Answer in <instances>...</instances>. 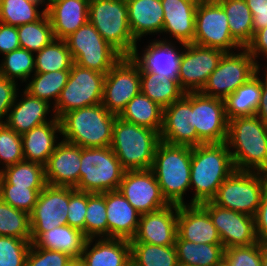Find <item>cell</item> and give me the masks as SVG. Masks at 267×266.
Instances as JSON below:
<instances>
[{
    "label": "cell",
    "mask_w": 267,
    "mask_h": 266,
    "mask_svg": "<svg viewBox=\"0 0 267 266\" xmlns=\"http://www.w3.org/2000/svg\"><path fill=\"white\" fill-rule=\"evenodd\" d=\"M235 170L226 142L192 147L190 186L195 191L189 204L211 201L223 181Z\"/></svg>",
    "instance_id": "obj_1"
},
{
    "label": "cell",
    "mask_w": 267,
    "mask_h": 266,
    "mask_svg": "<svg viewBox=\"0 0 267 266\" xmlns=\"http://www.w3.org/2000/svg\"><path fill=\"white\" fill-rule=\"evenodd\" d=\"M226 143L236 170L262 173L266 169L267 125L256 115L230 119Z\"/></svg>",
    "instance_id": "obj_2"
},
{
    "label": "cell",
    "mask_w": 267,
    "mask_h": 266,
    "mask_svg": "<svg viewBox=\"0 0 267 266\" xmlns=\"http://www.w3.org/2000/svg\"><path fill=\"white\" fill-rule=\"evenodd\" d=\"M192 147L160 141L151 166L163 197L169 204L184 205V194L191 188Z\"/></svg>",
    "instance_id": "obj_3"
},
{
    "label": "cell",
    "mask_w": 267,
    "mask_h": 266,
    "mask_svg": "<svg viewBox=\"0 0 267 266\" xmlns=\"http://www.w3.org/2000/svg\"><path fill=\"white\" fill-rule=\"evenodd\" d=\"M116 117L102 104L74 109L60 118L61 135L82 148L108 147Z\"/></svg>",
    "instance_id": "obj_4"
},
{
    "label": "cell",
    "mask_w": 267,
    "mask_h": 266,
    "mask_svg": "<svg viewBox=\"0 0 267 266\" xmlns=\"http://www.w3.org/2000/svg\"><path fill=\"white\" fill-rule=\"evenodd\" d=\"M161 141L156 130L141 127L116 117L110 148L125 171L151 169Z\"/></svg>",
    "instance_id": "obj_5"
},
{
    "label": "cell",
    "mask_w": 267,
    "mask_h": 266,
    "mask_svg": "<svg viewBox=\"0 0 267 266\" xmlns=\"http://www.w3.org/2000/svg\"><path fill=\"white\" fill-rule=\"evenodd\" d=\"M89 22L122 56H132L137 41L129 23L126 0H90Z\"/></svg>",
    "instance_id": "obj_6"
},
{
    "label": "cell",
    "mask_w": 267,
    "mask_h": 266,
    "mask_svg": "<svg viewBox=\"0 0 267 266\" xmlns=\"http://www.w3.org/2000/svg\"><path fill=\"white\" fill-rule=\"evenodd\" d=\"M124 172L110 146L81 147L80 180L75 189L88 193L118 190Z\"/></svg>",
    "instance_id": "obj_7"
},
{
    "label": "cell",
    "mask_w": 267,
    "mask_h": 266,
    "mask_svg": "<svg viewBox=\"0 0 267 266\" xmlns=\"http://www.w3.org/2000/svg\"><path fill=\"white\" fill-rule=\"evenodd\" d=\"M266 187L267 178L261 172L235 170L223 181L211 201L220 207L254 217Z\"/></svg>",
    "instance_id": "obj_8"
},
{
    "label": "cell",
    "mask_w": 267,
    "mask_h": 266,
    "mask_svg": "<svg viewBox=\"0 0 267 266\" xmlns=\"http://www.w3.org/2000/svg\"><path fill=\"white\" fill-rule=\"evenodd\" d=\"M64 40L75 64L103 74L123 57L89 21Z\"/></svg>",
    "instance_id": "obj_9"
},
{
    "label": "cell",
    "mask_w": 267,
    "mask_h": 266,
    "mask_svg": "<svg viewBox=\"0 0 267 266\" xmlns=\"http://www.w3.org/2000/svg\"><path fill=\"white\" fill-rule=\"evenodd\" d=\"M106 74L73 64L68 82L53 107V114L60 119L65 113L79 108L102 104Z\"/></svg>",
    "instance_id": "obj_10"
},
{
    "label": "cell",
    "mask_w": 267,
    "mask_h": 266,
    "mask_svg": "<svg viewBox=\"0 0 267 266\" xmlns=\"http://www.w3.org/2000/svg\"><path fill=\"white\" fill-rule=\"evenodd\" d=\"M240 50L242 51L235 52L236 54L234 51L223 54L217 68L200 91L202 94L224 100L256 74L259 64L246 48Z\"/></svg>",
    "instance_id": "obj_11"
},
{
    "label": "cell",
    "mask_w": 267,
    "mask_h": 266,
    "mask_svg": "<svg viewBox=\"0 0 267 266\" xmlns=\"http://www.w3.org/2000/svg\"><path fill=\"white\" fill-rule=\"evenodd\" d=\"M193 43L203 47L217 48L224 52L243 48L232 37L227 15L216 0H202L198 3Z\"/></svg>",
    "instance_id": "obj_12"
},
{
    "label": "cell",
    "mask_w": 267,
    "mask_h": 266,
    "mask_svg": "<svg viewBox=\"0 0 267 266\" xmlns=\"http://www.w3.org/2000/svg\"><path fill=\"white\" fill-rule=\"evenodd\" d=\"M141 92L138 63L123 56L107 73L104 80L102 105L117 116L130 100Z\"/></svg>",
    "instance_id": "obj_13"
},
{
    "label": "cell",
    "mask_w": 267,
    "mask_h": 266,
    "mask_svg": "<svg viewBox=\"0 0 267 266\" xmlns=\"http://www.w3.org/2000/svg\"><path fill=\"white\" fill-rule=\"evenodd\" d=\"M228 119L224 100L191 92V126L198 135V145L227 140Z\"/></svg>",
    "instance_id": "obj_14"
},
{
    "label": "cell",
    "mask_w": 267,
    "mask_h": 266,
    "mask_svg": "<svg viewBox=\"0 0 267 266\" xmlns=\"http://www.w3.org/2000/svg\"><path fill=\"white\" fill-rule=\"evenodd\" d=\"M179 44L184 48L179 63L177 79L179 85L185 92H199L207 83L210 74L217 68L225 52L194 43Z\"/></svg>",
    "instance_id": "obj_15"
},
{
    "label": "cell",
    "mask_w": 267,
    "mask_h": 266,
    "mask_svg": "<svg viewBox=\"0 0 267 266\" xmlns=\"http://www.w3.org/2000/svg\"><path fill=\"white\" fill-rule=\"evenodd\" d=\"M69 187L46 185L30 214L31 243L43 232L67 225Z\"/></svg>",
    "instance_id": "obj_16"
},
{
    "label": "cell",
    "mask_w": 267,
    "mask_h": 266,
    "mask_svg": "<svg viewBox=\"0 0 267 266\" xmlns=\"http://www.w3.org/2000/svg\"><path fill=\"white\" fill-rule=\"evenodd\" d=\"M200 205L209 213L224 249L258 242L253 216L220 207L212 201Z\"/></svg>",
    "instance_id": "obj_17"
},
{
    "label": "cell",
    "mask_w": 267,
    "mask_h": 266,
    "mask_svg": "<svg viewBox=\"0 0 267 266\" xmlns=\"http://www.w3.org/2000/svg\"><path fill=\"white\" fill-rule=\"evenodd\" d=\"M118 190L140 214L169 205L151 169L125 171Z\"/></svg>",
    "instance_id": "obj_18"
},
{
    "label": "cell",
    "mask_w": 267,
    "mask_h": 266,
    "mask_svg": "<svg viewBox=\"0 0 267 266\" xmlns=\"http://www.w3.org/2000/svg\"><path fill=\"white\" fill-rule=\"evenodd\" d=\"M177 217V204H169L157 211L141 214L137 233L130 240V243H148L158 246L175 245Z\"/></svg>",
    "instance_id": "obj_19"
},
{
    "label": "cell",
    "mask_w": 267,
    "mask_h": 266,
    "mask_svg": "<svg viewBox=\"0 0 267 266\" xmlns=\"http://www.w3.org/2000/svg\"><path fill=\"white\" fill-rule=\"evenodd\" d=\"M191 122V92L163 109L160 139L172 145L198 146V135Z\"/></svg>",
    "instance_id": "obj_20"
},
{
    "label": "cell",
    "mask_w": 267,
    "mask_h": 266,
    "mask_svg": "<svg viewBox=\"0 0 267 266\" xmlns=\"http://www.w3.org/2000/svg\"><path fill=\"white\" fill-rule=\"evenodd\" d=\"M81 147L62 140L44 165L46 183L75 188L80 180Z\"/></svg>",
    "instance_id": "obj_21"
},
{
    "label": "cell",
    "mask_w": 267,
    "mask_h": 266,
    "mask_svg": "<svg viewBox=\"0 0 267 266\" xmlns=\"http://www.w3.org/2000/svg\"><path fill=\"white\" fill-rule=\"evenodd\" d=\"M177 234L197 244H222L209 213L200 204L178 205Z\"/></svg>",
    "instance_id": "obj_22"
},
{
    "label": "cell",
    "mask_w": 267,
    "mask_h": 266,
    "mask_svg": "<svg viewBox=\"0 0 267 266\" xmlns=\"http://www.w3.org/2000/svg\"><path fill=\"white\" fill-rule=\"evenodd\" d=\"M170 40H154L146 46L142 56L135 48L132 58L138 63L139 71H150L159 77L178 79L179 63L182 51Z\"/></svg>",
    "instance_id": "obj_23"
},
{
    "label": "cell",
    "mask_w": 267,
    "mask_h": 266,
    "mask_svg": "<svg viewBox=\"0 0 267 266\" xmlns=\"http://www.w3.org/2000/svg\"><path fill=\"white\" fill-rule=\"evenodd\" d=\"M108 238L132 240L138 230L140 213L119 190L105 192Z\"/></svg>",
    "instance_id": "obj_24"
},
{
    "label": "cell",
    "mask_w": 267,
    "mask_h": 266,
    "mask_svg": "<svg viewBox=\"0 0 267 266\" xmlns=\"http://www.w3.org/2000/svg\"><path fill=\"white\" fill-rule=\"evenodd\" d=\"M198 3L193 0H161L164 11L162 34L169 33L179 43H193Z\"/></svg>",
    "instance_id": "obj_25"
},
{
    "label": "cell",
    "mask_w": 267,
    "mask_h": 266,
    "mask_svg": "<svg viewBox=\"0 0 267 266\" xmlns=\"http://www.w3.org/2000/svg\"><path fill=\"white\" fill-rule=\"evenodd\" d=\"M87 239L80 260L84 266H128L130 241L119 238L102 237ZM93 244L92 248L91 245Z\"/></svg>",
    "instance_id": "obj_26"
},
{
    "label": "cell",
    "mask_w": 267,
    "mask_h": 266,
    "mask_svg": "<svg viewBox=\"0 0 267 266\" xmlns=\"http://www.w3.org/2000/svg\"><path fill=\"white\" fill-rule=\"evenodd\" d=\"M17 97H19L18 93L5 119V124L16 133L23 135L34 127L52 121L46 116L51 111V105L48 102L31 96L25 90L21 100L18 101Z\"/></svg>",
    "instance_id": "obj_27"
},
{
    "label": "cell",
    "mask_w": 267,
    "mask_h": 266,
    "mask_svg": "<svg viewBox=\"0 0 267 266\" xmlns=\"http://www.w3.org/2000/svg\"><path fill=\"white\" fill-rule=\"evenodd\" d=\"M56 133L61 135V123L53 116L52 121L21 135L24 160L45 165L58 145Z\"/></svg>",
    "instance_id": "obj_28"
},
{
    "label": "cell",
    "mask_w": 267,
    "mask_h": 266,
    "mask_svg": "<svg viewBox=\"0 0 267 266\" xmlns=\"http://www.w3.org/2000/svg\"><path fill=\"white\" fill-rule=\"evenodd\" d=\"M90 0H62L47 12L55 39L64 40L89 21Z\"/></svg>",
    "instance_id": "obj_29"
},
{
    "label": "cell",
    "mask_w": 267,
    "mask_h": 266,
    "mask_svg": "<svg viewBox=\"0 0 267 266\" xmlns=\"http://www.w3.org/2000/svg\"><path fill=\"white\" fill-rule=\"evenodd\" d=\"M128 23L139 42L142 36L162 33L164 11L161 0H126Z\"/></svg>",
    "instance_id": "obj_30"
},
{
    "label": "cell",
    "mask_w": 267,
    "mask_h": 266,
    "mask_svg": "<svg viewBox=\"0 0 267 266\" xmlns=\"http://www.w3.org/2000/svg\"><path fill=\"white\" fill-rule=\"evenodd\" d=\"M87 239L80 229L61 225L43 232L33 244L38 248L63 252L73 259H80Z\"/></svg>",
    "instance_id": "obj_31"
},
{
    "label": "cell",
    "mask_w": 267,
    "mask_h": 266,
    "mask_svg": "<svg viewBox=\"0 0 267 266\" xmlns=\"http://www.w3.org/2000/svg\"><path fill=\"white\" fill-rule=\"evenodd\" d=\"M259 73L260 67L254 76L224 99L225 112L228 120L236 117L255 115L261 97V79L258 76Z\"/></svg>",
    "instance_id": "obj_32"
},
{
    "label": "cell",
    "mask_w": 267,
    "mask_h": 266,
    "mask_svg": "<svg viewBox=\"0 0 267 266\" xmlns=\"http://www.w3.org/2000/svg\"><path fill=\"white\" fill-rule=\"evenodd\" d=\"M140 88L141 93L163 109L180 100L185 94L178 80L166 76L159 77L150 71H140Z\"/></svg>",
    "instance_id": "obj_33"
},
{
    "label": "cell",
    "mask_w": 267,
    "mask_h": 266,
    "mask_svg": "<svg viewBox=\"0 0 267 266\" xmlns=\"http://www.w3.org/2000/svg\"><path fill=\"white\" fill-rule=\"evenodd\" d=\"M119 117L159 133L163 126V108L141 92L130 100Z\"/></svg>",
    "instance_id": "obj_34"
},
{
    "label": "cell",
    "mask_w": 267,
    "mask_h": 266,
    "mask_svg": "<svg viewBox=\"0 0 267 266\" xmlns=\"http://www.w3.org/2000/svg\"><path fill=\"white\" fill-rule=\"evenodd\" d=\"M179 265L214 266L224 258L222 244H197L183 240L178 234L175 241Z\"/></svg>",
    "instance_id": "obj_35"
},
{
    "label": "cell",
    "mask_w": 267,
    "mask_h": 266,
    "mask_svg": "<svg viewBox=\"0 0 267 266\" xmlns=\"http://www.w3.org/2000/svg\"><path fill=\"white\" fill-rule=\"evenodd\" d=\"M224 9L232 37L243 47L254 36L253 15L245 0H216Z\"/></svg>",
    "instance_id": "obj_36"
},
{
    "label": "cell",
    "mask_w": 267,
    "mask_h": 266,
    "mask_svg": "<svg viewBox=\"0 0 267 266\" xmlns=\"http://www.w3.org/2000/svg\"><path fill=\"white\" fill-rule=\"evenodd\" d=\"M0 184H13L27 188H44V165L31 161H21L0 169Z\"/></svg>",
    "instance_id": "obj_37"
},
{
    "label": "cell",
    "mask_w": 267,
    "mask_h": 266,
    "mask_svg": "<svg viewBox=\"0 0 267 266\" xmlns=\"http://www.w3.org/2000/svg\"><path fill=\"white\" fill-rule=\"evenodd\" d=\"M32 80L25 86V91L31 96L44 100L50 103V100H54L56 105L61 91L68 82L70 70H61L48 73H34L32 74Z\"/></svg>",
    "instance_id": "obj_38"
},
{
    "label": "cell",
    "mask_w": 267,
    "mask_h": 266,
    "mask_svg": "<svg viewBox=\"0 0 267 266\" xmlns=\"http://www.w3.org/2000/svg\"><path fill=\"white\" fill-rule=\"evenodd\" d=\"M130 259L134 266H179L175 245L130 243Z\"/></svg>",
    "instance_id": "obj_39"
},
{
    "label": "cell",
    "mask_w": 267,
    "mask_h": 266,
    "mask_svg": "<svg viewBox=\"0 0 267 266\" xmlns=\"http://www.w3.org/2000/svg\"><path fill=\"white\" fill-rule=\"evenodd\" d=\"M35 73L70 70L74 60L65 40L54 39L49 45L36 52Z\"/></svg>",
    "instance_id": "obj_40"
},
{
    "label": "cell",
    "mask_w": 267,
    "mask_h": 266,
    "mask_svg": "<svg viewBox=\"0 0 267 266\" xmlns=\"http://www.w3.org/2000/svg\"><path fill=\"white\" fill-rule=\"evenodd\" d=\"M17 31L20 47L34 53L55 39L47 13H44L35 22L17 26Z\"/></svg>",
    "instance_id": "obj_41"
},
{
    "label": "cell",
    "mask_w": 267,
    "mask_h": 266,
    "mask_svg": "<svg viewBox=\"0 0 267 266\" xmlns=\"http://www.w3.org/2000/svg\"><path fill=\"white\" fill-rule=\"evenodd\" d=\"M3 58L0 64V75L9 80L17 82L16 80L20 79L22 83L27 82L31 73H35L33 52L19 48L4 54Z\"/></svg>",
    "instance_id": "obj_42"
},
{
    "label": "cell",
    "mask_w": 267,
    "mask_h": 266,
    "mask_svg": "<svg viewBox=\"0 0 267 266\" xmlns=\"http://www.w3.org/2000/svg\"><path fill=\"white\" fill-rule=\"evenodd\" d=\"M85 236L89 238H108L105 193L87 192V211L85 215Z\"/></svg>",
    "instance_id": "obj_43"
},
{
    "label": "cell",
    "mask_w": 267,
    "mask_h": 266,
    "mask_svg": "<svg viewBox=\"0 0 267 266\" xmlns=\"http://www.w3.org/2000/svg\"><path fill=\"white\" fill-rule=\"evenodd\" d=\"M0 236L31 240L30 215L0 199Z\"/></svg>",
    "instance_id": "obj_44"
},
{
    "label": "cell",
    "mask_w": 267,
    "mask_h": 266,
    "mask_svg": "<svg viewBox=\"0 0 267 266\" xmlns=\"http://www.w3.org/2000/svg\"><path fill=\"white\" fill-rule=\"evenodd\" d=\"M28 0H0V22L19 26L37 21L45 12Z\"/></svg>",
    "instance_id": "obj_45"
},
{
    "label": "cell",
    "mask_w": 267,
    "mask_h": 266,
    "mask_svg": "<svg viewBox=\"0 0 267 266\" xmlns=\"http://www.w3.org/2000/svg\"><path fill=\"white\" fill-rule=\"evenodd\" d=\"M42 189L0 184V196L3 202L30 215Z\"/></svg>",
    "instance_id": "obj_46"
},
{
    "label": "cell",
    "mask_w": 267,
    "mask_h": 266,
    "mask_svg": "<svg viewBox=\"0 0 267 266\" xmlns=\"http://www.w3.org/2000/svg\"><path fill=\"white\" fill-rule=\"evenodd\" d=\"M31 240L0 236V266H25Z\"/></svg>",
    "instance_id": "obj_47"
},
{
    "label": "cell",
    "mask_w": 267,
    "mask_h": 266,
    "mask_svg": "<svg viewBox=\"0 0 267 266\" xmlns=\"http://www.w3.org/2000/svg\"><path fill=\"white\" fill-rule=\"evenodd\" d=\"M23 160L21 135L9 128L5 123L0 124V162L3 163V168Z\"/></svg>",
    "instance_id": "obj_48"
},
{
    "label": "cell",
    "mask_w": 267,
    "mask_h": 266,
    "mask_svg": "<svg viewBox=\"0 0 267 266\" xmlns=\"http://www.w3.org/2000/svg\"><path fill=\"white\" fill-rule=\"evenodd\" d=\"M224 259L229 266H261V243L227 248Z\"/></svg>",
    "instance_id": "obj_49"
},
{
    "label": "cell",
    "mask_w": 267,
    "mask_h": 266,
    "mask_svg": "<svg viewBox=\"0 0 267 266\" xmlns=\"http://www.w3.org/2000/svg\"><path fill=\"white\" fill-rule=\"evenodd\" d=\"M87 211V192L69 187L67 225L80 229L85 235V215Z\"/></svg>",
    "instance_id": "obj_50"
},
{
    "label": "cell",
    "mask_w": 267,
    "mask_h": 266,
    "mask_svg": "<svg viewBox=\"0 0 267 266\" xmlns=\"http://www.w3.org/2000/svg\"><path fill=\"white\" fill-rule=\"evenodd\" d=\"M72 259L66 253L38 248L32 243L25 266H67Z\"/></svg>",
    "instance_id": "obj_51"
},
{
    "label": "cell",
    "mask_w": 267,
    "mask_h": 266,
    "mask_svg": "<svg viewBox=\"0 0 267 266\" xmlns=\"http://www.w3.org/2000/svg\"><path fill=\"white\" fill-rule=\"evenodd\" d=\"M17 82L7 79L0 75V124L5 123L10 108L17 96ZM4 120V121H3Z\"/></svg>",
    "instance_id": "obj_52"
},
{
    "label": "cell",
    "mask_w": 267,
    "mask_h": 266,
    "mask_svg": "<svg viewBox=\"0 0 267 266\" xmlns=\"http://www.w3.org/2000/svg\"><path fill=\"white\" fill-rule=\"evenodd\" d=\"M17 26H11L0 22V54H6L19 49Z\"/></svg>",
    "instance_id": "obj_53"
},
{
    "label": "cell",
    "mask_w": 267,
    "mask_h": 266,
    "mask_svg": "<svg viewBox=\"0 0 267 266\" xmlns=\"http://www.w3.org/2000/svg\"><path fill=\"white\" fill-rule=\"evenodd\" d=\"M255 232L257 240L267 242V187L263 192L259 208L254 215Z\"/></svg>",
    "instance_id": "obj_54"
},
{
    "label": "cell",
    "mask_w": 267,
    "mask_h": 266,
    "mask_svg": "<svg viewBox=\"0 0 267 266\" xmlns=\"http://www.w3.org/2000/svg\"><path fill=\"white\" fill-rule=\"evenodd\" d=\"M253 15V32L267 27V0H245Z\"/></svg>",
    "instance_id": "obj_55"
},
{
    "label": "cell",
    "mask_w": 267,
    "mask_h": 266,
    "mask_svg": "<svg viewBox=\"0 0 267 266\" xmlns=\"http://www.w3.org/2000/svg\"><path fill=\"white\" fill-rule=\"evenodd\" d=\"M246 49L251 54L255 62L260 54H263L267 58V27L262 28L254 33L253 39L246 46Z\"/></svg>",
    "instance_id": "obj_56"
},
{
    "label": "cell",
    "mask_w": 267,
    "mask_h": 266,
    "mask_svg": "<svg viewBox=\"0 0 267 266\" xmlns=\"http://www.w3.org/2000/svg\"><path fill=\"white\" fill-rule=\"evenodd\" d=\"M265 70L264 81L261 80L260 103L255 115L267 125V67Z\"/></svg>",
    "instance_id": "obj_57"
},
{
    "label": "cell",
    "mask_w": 267,
    "mask_h": 266,
    "mask_svg": "<svg viewBox=\"0 0 267 266\" xmlns=\"http://www.w3.org/2000/svg\"><path fill=\"white\" fill-rule=\"evenodd\" d=\"M261 266H267V242L261 243Z\"/></svg>",
    "instance_id": "obj_58"
},
{
    "label": "cell",
    "mask_w": 267,
    "mask_h": 266,
    "mask_svg": "<svg viewBox=\"0 0 267 266\" xmlns=\"http://www.w3.org/2000/svg\"><path fill=\"white\" fill-rule=\"evenodd\" d=\"M29 2H31V3H34L35 5H37V6H39V5H41V6H43L44 4L46 5V7L45 8H43V12H45V13H47L48 12V4H47V0H28Z\"/></svg>",
    "instance_id": "obj_59"
},
{
    "label": "cell",
    "mask_w": 267,
    "mask_h": 266,
    "mask_svg": "<svg viewBox=\"0 0 267 266\" xmlns=\"http://www.w3.org/2000/svg\"><path fill=\"white\" fill-rule=\"evenodd\" d=\"M67 266H84L80 259H72Z\"/></svg>",
    "instance_id": "obj_60"
},
{
    "label": "cell",
    "mask_w": 267,
    "mask_h": 266,
    "mask_svg": "<svg viewBox=\"0 0 267 266\" xmlns=\"http://www.w3.org/2000/svg\"><path fill=\"white\" fill-rule=\"evenodd\" d=\"M60 1H62V0H47L48 11H49L51 6H53L55 3L60 2Z\"/></svg>",
    "instance_id": "obj_61"
},
{
    "label": "cell",
    "mask_w": 267,
    "mask_h": 266,
    "mask_svg": "<svg viewBox=\"0 0 267 266\" xmlns=\"http://www.w3.org/2000/svg\"><path fill=\"white\" fill-rule=\"evenodd\" d=\"M214 266H229L227 261L223 258L219 263L215 264Z\"/></svg>",
    "instance_id": "obj_62"
},
{
    "label": "cell",
    "mask_w": 267,
    "mask_h": 266,
    "mask_svg": "<svg viewBox=\"0 0 267 266\" xmlns=\"http://www.w3.org/2000/svg\"><path fill=\"white\" fill-rule=\"evenodd\" d=\"M262 174L267 178V167H266V169L262 172Z\"/></svg>",
    "instance_id": "obj_63"
}]
</instances>
